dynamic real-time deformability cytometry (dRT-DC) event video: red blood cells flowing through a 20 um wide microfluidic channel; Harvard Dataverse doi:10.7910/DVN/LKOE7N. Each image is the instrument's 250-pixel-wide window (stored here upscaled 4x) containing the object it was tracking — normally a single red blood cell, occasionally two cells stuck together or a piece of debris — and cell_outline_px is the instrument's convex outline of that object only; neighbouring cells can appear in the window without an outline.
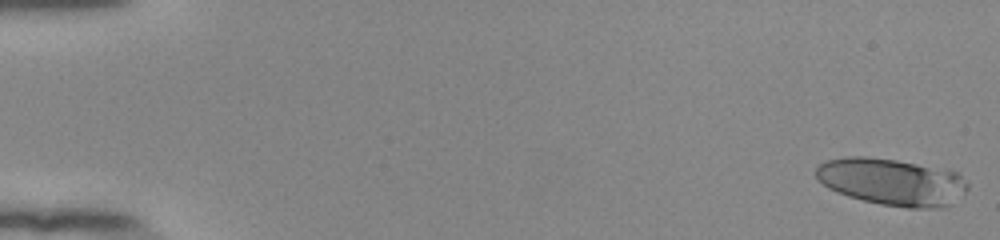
{"species": "human", "species_latin": "Homo sapiens", "temperature_condition": "room temperature", "stored_images_in_passage": 18, "camera_frame_rate_fps": 3000, "um_per_image_px": 0.085, "donor": {"sex": "female"}, "frame": {"image": 1, "passage_image": 1, "time_ms": 0.0, "image_size_px": [1000, 240], "cell_outline_px": [[968, 188], [964, 192], [944, 208], [908, 208], [880, 204], [848, 196], [836, 192], [828, 188], [816, 176], [816, 168], [824, 160], [848, 156], [864, 156], [896, 160], [960, 172], [968, 180]], "centroid_in_image_um": [75.83, 15.45], "position_along_channel_um": 9.2, "area_um2": 41.62}}
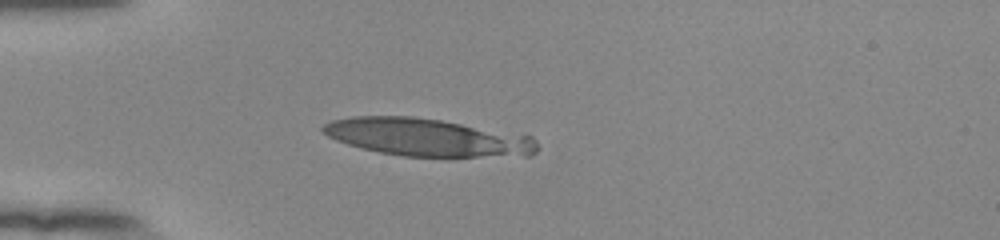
{"frame": {"image": 2, "passage_image": 16, "time_ms": 5.0, "image_size_px": [1000, 240], "cell_outline_px": [[540, 148], [536, 152], [528, 156], [404, 156], [380, 152], [360, 148], [336, 140], [328, 136], [320, 128], [324, 124], [332, 120], [352, 116], [412, 116], [440, 120], [532, 136], [536, 140]], "centroid_in_image_um": [36.32, 11.67], "position_along_channel_um": 48.7, "area_um2": 46.82}}